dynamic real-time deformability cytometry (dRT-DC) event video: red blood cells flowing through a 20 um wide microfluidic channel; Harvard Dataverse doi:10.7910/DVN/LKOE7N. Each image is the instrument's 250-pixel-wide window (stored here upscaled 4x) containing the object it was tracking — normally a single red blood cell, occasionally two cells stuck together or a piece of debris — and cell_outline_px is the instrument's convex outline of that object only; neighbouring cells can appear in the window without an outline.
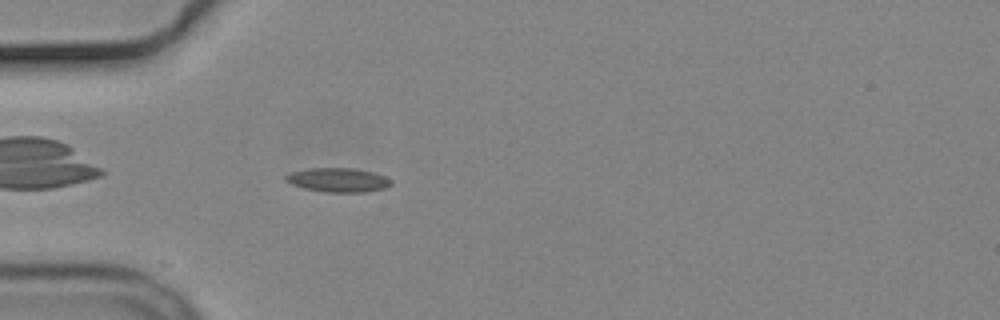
{"species": "common noctule bat (a hibernating species)", "species_latin": "Nyctalus noctula", "temperature_condition": "cold", "stored_images_in_passage": 43, "camera_frame_rate_fps": 3000, "um_per_image_px": 0.085, "animal": {"sex": "male", "body_mass_g": 19.2, "forearm_length_mm": 51.8}, "frame": {"image": 1, "passage_image": 4, "time_ms": 1.0, "image_size_px": [1000, 320], "cell_outline_px": [[392, 184], [384, 188], [364, 192], [328, 192], [304, 188], [292, 184], [284, 180], [284, 176], [292, 172], [312, 168], [352, 168], [372, 172], [384, 176], [392, 180]], "centroid_in_image_um": [28.74, 15.3], "position_along_channel_um": 56.3, "area_um2": 14.62}}
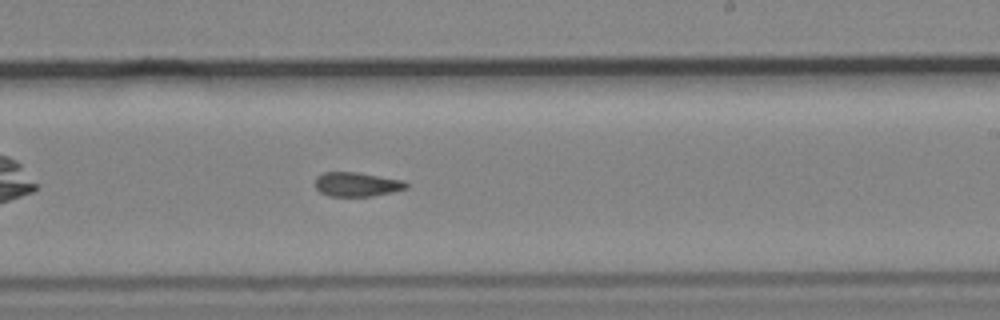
{"frame": {"image": 2, "passage_image": 21, "time_ms": 6.667, "image_size_px": [1000, 320], "cell_outline_px": [[408, 188], [392, 192], [372, 196], [328, 196], [320, 192], [312, 184], [316, 176], [324, 172], [360, 172], [404, 180], [408, 184]], "centroid_in_image_um": [30.3, 15.66], "position_along_channel_um": 258.7, "area_um2": 13.18}}
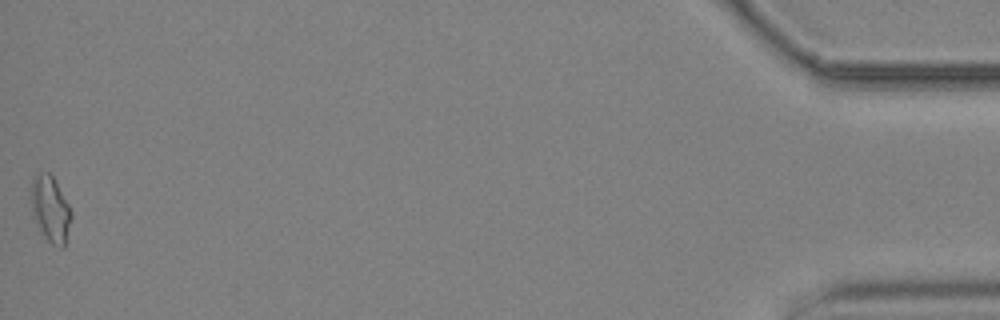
{"frame": {"image": 3, "passage_image": 43, "time_ms": 14.0, "image_size_px": [1000, 320], "cell_outline_px": [[72, 216], [64, 248], [60, 248], [52, 244], [48, 240], [32, 216], [28, 196], [32, 184], [36, 176], [40, 172], [48, 172], [52, 176], [68, 204], [72, 212]], "centroid_in_image_um": [4.26, 17.78], "position_along_channel_um": 430.9, "area_um2": 15.43}, "authors_computed_cell_mechanics": {"area_um2": 13.4096, "velocity_mm_per_s": 3.6816, "shape_relaxation_time_tau1_ms": null, "shape_relaxation_time_tau2_ms": 4.5151, "deformation_change_tau1": null, "deformation_change_tau2": 0.1213}}